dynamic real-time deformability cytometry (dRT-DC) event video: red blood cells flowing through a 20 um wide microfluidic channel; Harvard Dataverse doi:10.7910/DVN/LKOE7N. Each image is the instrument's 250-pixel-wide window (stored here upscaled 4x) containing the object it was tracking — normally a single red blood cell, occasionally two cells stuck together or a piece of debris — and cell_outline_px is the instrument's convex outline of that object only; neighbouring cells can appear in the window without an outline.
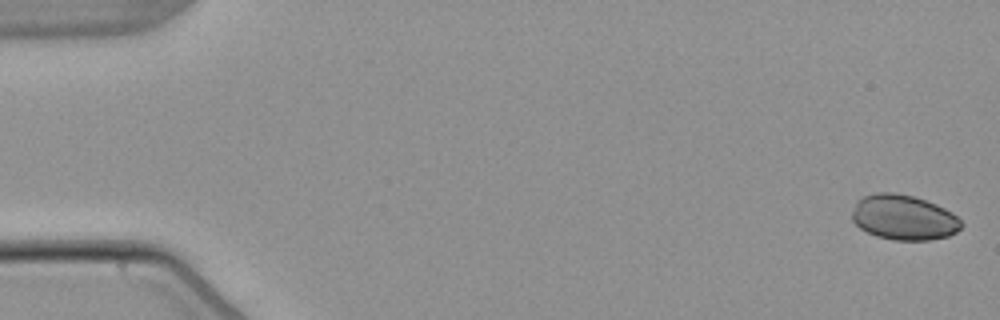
{"species": "common noctule bat (a hibernating species)", "species_latin": "Nyctalus noctula", "temperature_condition": "warm", "stored_images_in_passage": 5, "camera_frame_rate_fps": 3000, "um_per_image_px": 0.085, "animal": {"sex": "male", "body_mass_g": 21.5, "forearm_length_mm": 52.0}, "frame": {"image": 1, "passage_image": 1, "time_ms": 0.0, "image_size_px": [1000, 320], "cell_outline_px": [[964, 224], [956, 232], [948, 236], [928, 240], [896, 240], [876, 236], [860, 228], [852, 220], [852, 212], [856, 200], [864, 196], [876, 192], [896, 192], [912, 196], [936, 204], [952, 212]], "centroid_in_image_um": [76.8, 18.47], "position_along_channel_um": 8.2, "area_um2": 28.73}}
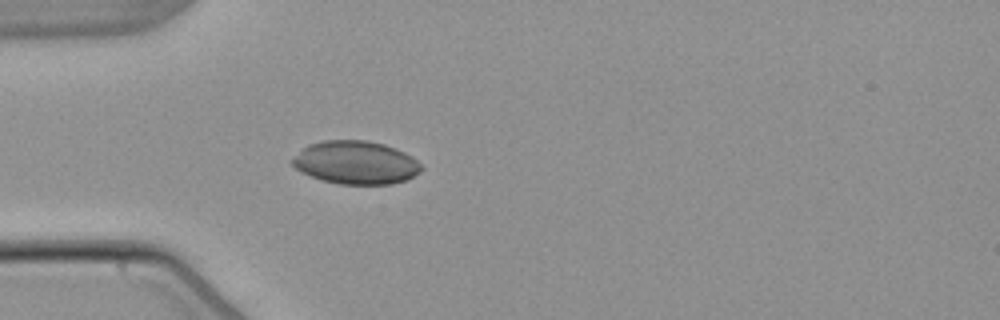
{"frame": {"image": 2, "passage_image": 5, "time_ms": 5.0, "image_size_px": [1000, 320], "cell_outline_px": [[424, 168], [420, 172], [408, 180], [392, 184], [340, 184], [320, 180], [296, 168], [292, 164], [292, 160], [308, 144], [324, 140], [368, 140], [384, 144], [396, 148], [412, 156]], "centroid_in_image_um": [30.29, 13.82], "position_along_channel_um": 54.7, "area_um2": 32.43}}